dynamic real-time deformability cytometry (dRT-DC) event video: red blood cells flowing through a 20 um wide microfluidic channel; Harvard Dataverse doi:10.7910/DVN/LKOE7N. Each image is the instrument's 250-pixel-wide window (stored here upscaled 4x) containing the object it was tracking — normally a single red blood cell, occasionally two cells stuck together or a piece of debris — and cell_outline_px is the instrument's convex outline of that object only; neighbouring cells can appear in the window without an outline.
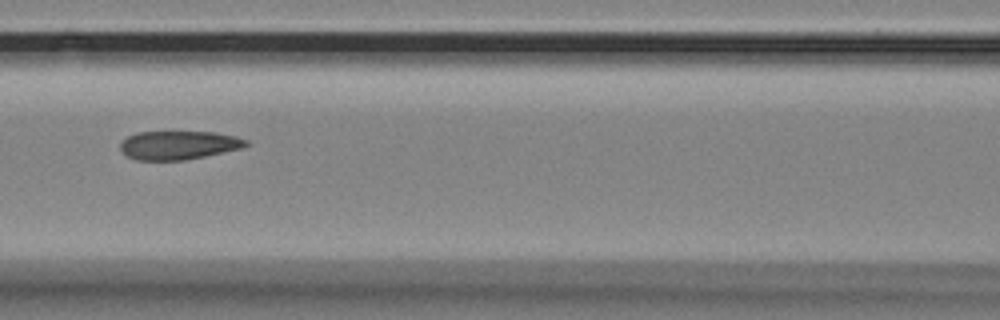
{"species": "Egyptian fruit bat (a non-hibernating species)", "species_latin": "Rousettus aegyptiacus", "temperature_condition": "room temperature", "stored_images_in_passage": 17, "camera_frame_rate_fps": 3000, "um_per_image_px": 0.085, "animal": {"sex": "female"}, "frame": {"image": 1, "passage_image": 8, "time_ms": 2.333, "image_size_px": [1000, 320], "cell_outline_px": [[248, 144], [240, 148], [204, 156], [184, 160], [136, 160], [128, 156], [120, 148], [120, 144], [128, 136], [136, 132], [216, 132], [236, 136], [248, 140]], "centroid_in_image_um": [15.18, 12.33], "position_along_channel_um": 151.4, "area_um2": 20.75}}
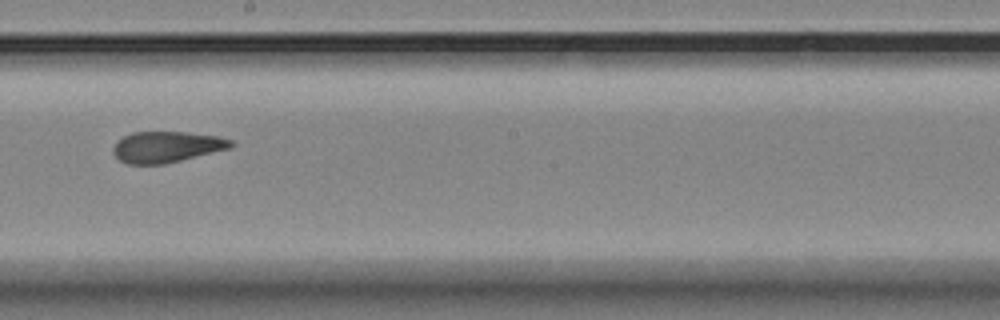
{"frame": {"image": 2, "passage_image": 10, "time_ms": 3.0, "image_size_px": [1000, 320], "cell_outline_px": [[236, 144], [232, 148], [164, 164], [128, 164], [120, 160], [112, 152], [112, 148], [124, 136], [132, 132], [184, 132], [220, 136], [232, 140]], "centroid_in_image_um": [14.21, 12.48], "position_along_channel_um": 234.0, "area_um2": 21.33}}
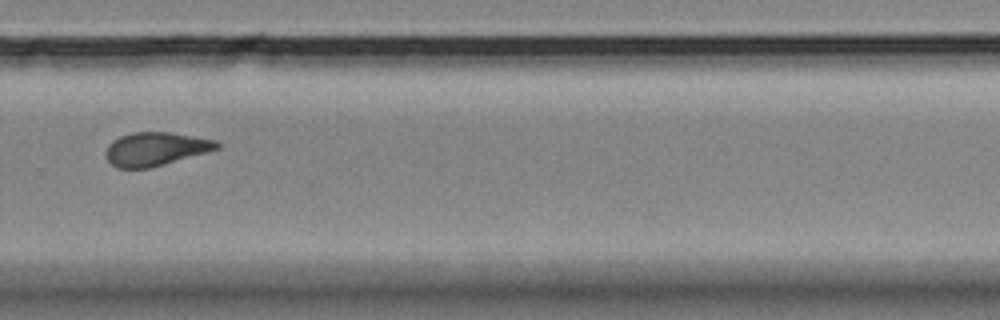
{"frame": {"image": 3, "passage_image": 12, "time_ms": 3.667, "image_size_px": [1000, 320], "cell_outline_px": [[220, 148], [148, 168], [116, 168], [104, 156], [104, 152], [108, 144], [112, 140], [120, 136], [132, 132], [168, 132], [216, 140], [220, 144]], "centroid_in_image_um": [13.16, 12.65], "position_along_channel_um": 316.6, "area_um2": 21.5}}